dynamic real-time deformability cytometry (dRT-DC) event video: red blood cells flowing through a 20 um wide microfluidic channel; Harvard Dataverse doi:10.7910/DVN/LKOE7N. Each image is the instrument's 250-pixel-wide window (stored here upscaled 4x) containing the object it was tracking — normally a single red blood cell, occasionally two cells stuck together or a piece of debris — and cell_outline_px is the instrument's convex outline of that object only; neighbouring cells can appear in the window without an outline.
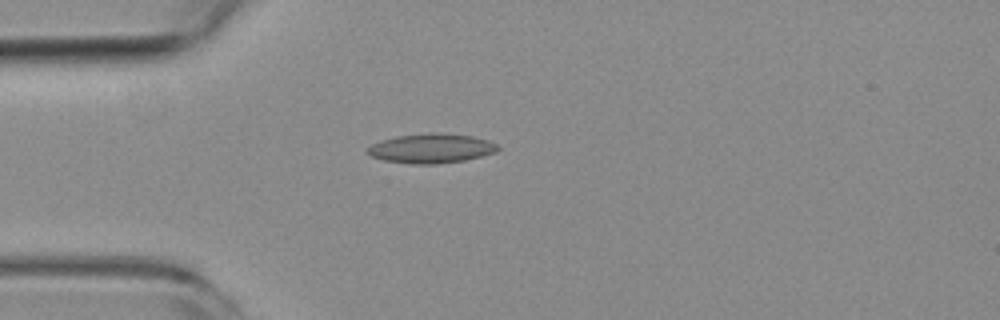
{"species": "common noctule bat (a hibernating species)", "species_latin": "Nyctalus noctula", "temperature_condition": "room temperature", "stored_images_in_passage": 40, "camera_frame_rate_fps": 3000, "um_per_image_px": 0.085, "animal": {"sex": "female", "body_mass_g": 19.3, "forearm_length_mm": 54.1}, "frame": {"image": 1, "passage_image": 1, "time_ms": 0.0, "image_size_px": [1000, 320], "cell_outline_px": [[500, 148], [496, 152], [464, 160], [436, 164], [412, 164], [384, 160], [372, 156], [364, 152], [372, 144], [380, 140], [396, 136], [432, 132], [436, 132], [472, 136], [488, 140], [496, 144]], "centroid_in_image_um": [36.63, 12.6], "position_along_channel_um": 48.4, "area_um2": 22.37}}
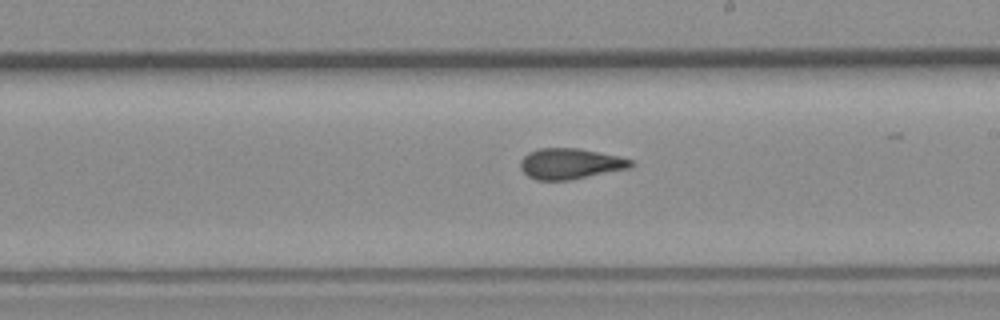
{"frame": {"image": 2, "passage_image": 17, "time_ms": 5.333, "image_size_px": [1000, 320], "cell_outline_px": [[636, 164], [628, 168], [572, 180], [536, 180], [528, 176], [520, 168], [520, 160], [528, 152], [540, 148], [580, 148], [620, 156], [632, 160]], "centroid_in_image_um": [48.47, 13.91], "position_along_channel_um": 240.5, "area_um2": 19.94}}
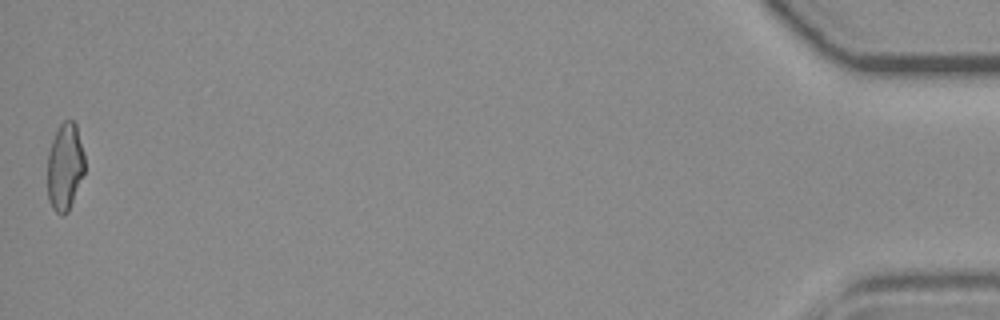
{"frame": {"image": 3, "passage_image": 40, "time_ms": 13.0, "image_size_px": [1000, 320], "cell_outline_px": [[84, 172], [68, 212], [64, 216], [60, 216], [52, 208], [48, 200], [48, 152], [52, 140], [60, 124], [64, 120], [72, 120], [76, 124], [84, 156]], "centroid_in_image_um": [5.5, 14.2], "position_along_channel_um": 429.7, "area_um2": 18.84}, "authors_computed_cell_mechanics": {"area_um2": 19.8543, "velocity_mm_per_s": 3.8209, "shape_relaxation_time_tau1_ms": null, "shape_relaxation_time_tau2_ms": 2.067, "deformation_change_tau1": null, "deformation_change_tau2": 0.0953}}